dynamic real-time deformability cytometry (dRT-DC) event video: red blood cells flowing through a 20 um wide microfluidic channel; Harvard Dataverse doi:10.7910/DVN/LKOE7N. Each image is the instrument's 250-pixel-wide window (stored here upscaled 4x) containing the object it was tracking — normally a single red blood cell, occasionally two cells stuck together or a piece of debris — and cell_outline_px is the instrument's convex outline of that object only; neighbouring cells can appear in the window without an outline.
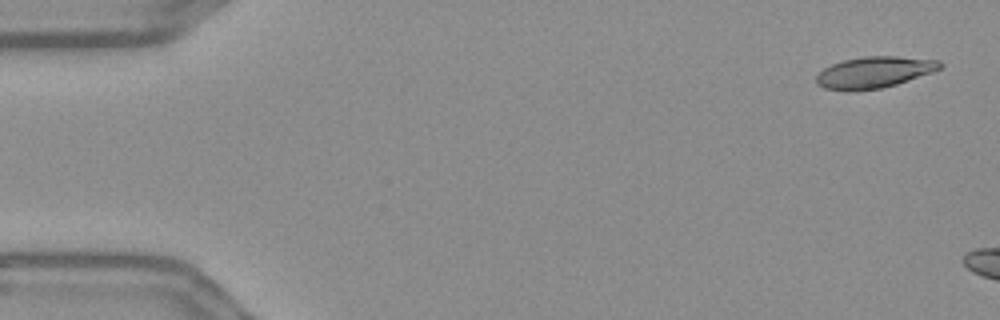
{"species": "Egyptian fruit bat (a non-hibernating species)", "species_latin": "Rousettus aegyptiacus", "temperature_condition": "warm", "stored_images_in_passage": 7, "camera_frame_rate_fps": 3000, "um_per_image_px": 0.085, "frame": {"image": 1, "passage_image": 2, "time_ms": 0.333, "image_size_px": [1000, 320], "cell_outline_px": [[944, 64], [940, 68], [932, 72], [896, 84], [880, 88], [848, 92], [824, 88], [816, 84], [816, 76], [824, 68], [832, 64], [844, 60], [864, 56], [896, 56], [940, 60]], "centroid_in_image_um": [74.28, 6.15], "position_along_channel_um": 10.7, "area_um2": 22.66}}